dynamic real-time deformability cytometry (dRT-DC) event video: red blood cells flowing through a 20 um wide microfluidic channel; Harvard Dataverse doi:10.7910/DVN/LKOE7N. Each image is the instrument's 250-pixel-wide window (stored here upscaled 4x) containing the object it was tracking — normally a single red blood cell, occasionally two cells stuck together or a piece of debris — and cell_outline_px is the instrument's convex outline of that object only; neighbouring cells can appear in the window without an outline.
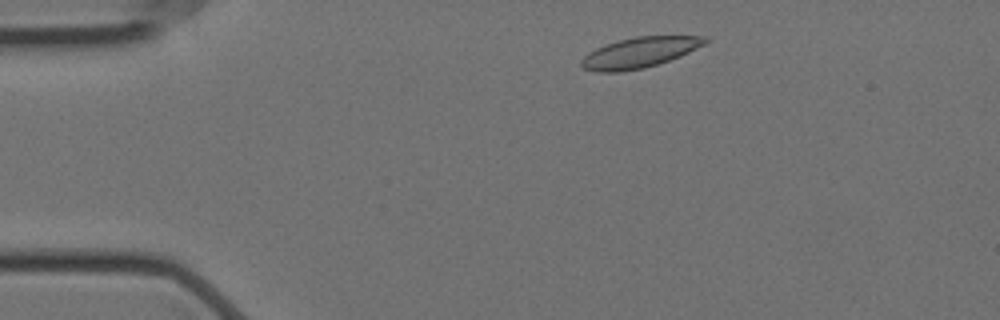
{"species": "Egyptian fruit bat (a non-hibernating species)", "species_latin": "Rousettus aegyptiacus", "temperature_condition": "cold", "stored_images_in_passage": 51, "camera_frame_rate_fps": 3000, "um_per_image_px": 0.085, "animal": {"sex": "female"}, "frame": {"image": 1, "passage_image": 4, "time_ms": 1.0, "image_size_px": [1000, 320], "cell_outline_px": [[708, 40], [704, 44], [680, 56], [644, 68], [620, 72], [596, 72], [584, 68], [580, 64], [580, 60], [588, 52], [596, 48], [620, 40], [636, 36], [708, 36]], "centroid_in_image_um": [54.33, 4.47], "position_along_channel_um": 30.7, "area_um2": 21.73}}
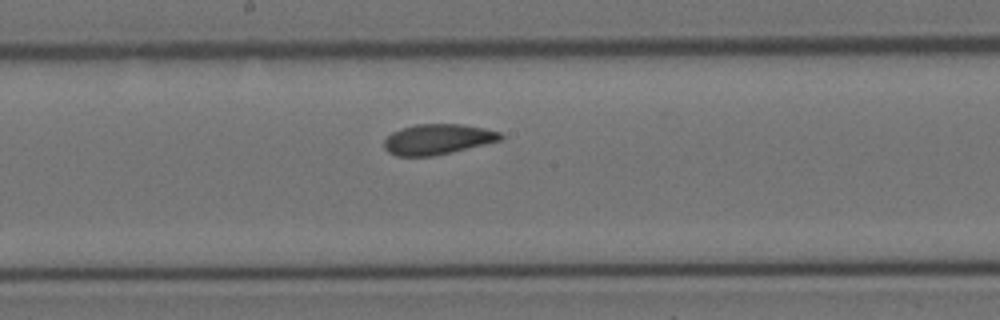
{"frame": {"image": 2, "passage_image": 24, "time_ms": 7.667, "image_size_px": [1000, 320], "cell_outline_px": [[504, 136], [500, 140], [452, 152], [432, 156], [396, 156], [388, 152], [384, 148], [384, 140], [392, 132], [400, 128], [416, 124], [464, 124], [484, 128], [500, 132]], "centroid_in_image_um": [37.17, 11.83], "position_along_channel_um": 211.0, "area_um2": 20.63}}
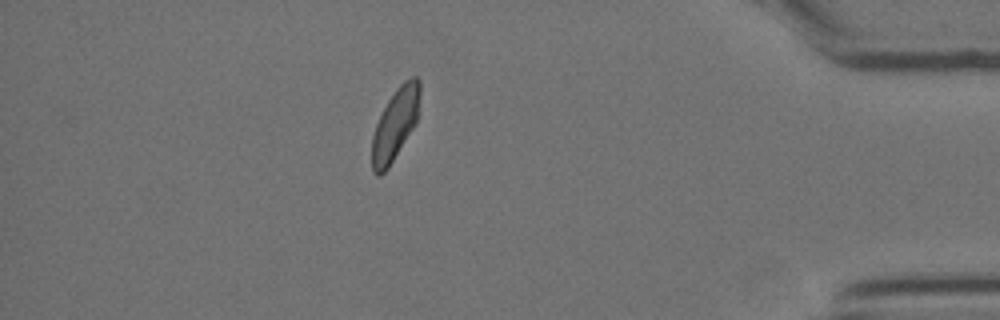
{"frame": {"image": 3, "passage_image": 44, "time_ms": 14.333, "image_size_px": [1000, 320], "cell_outline_px": [[420, 92], [416, 124], [388, 168], [380, 176], [376, 176], [372, 172], [372, 136], [376, 124], [388, 100], [396, 88], [404, 80], [412, 76], [416, 76], [420, 80]], "centroid_in_image_um": [33.59, 10.56], "position_along_channel_um": 401.6, "area_um2": 20.0}, "authors_computed_cell_mechanics": {"area_um2": 21.1548, "velocity_mm_per_s": 3.4906, "shape_relaxation_time_tau1_ms": 5.4735, "shape_relaxation_time_tau2_ms": 3.2522, "deformation_change_tau1": 0.1068, "deformation_change_tau2": 0.0638}}